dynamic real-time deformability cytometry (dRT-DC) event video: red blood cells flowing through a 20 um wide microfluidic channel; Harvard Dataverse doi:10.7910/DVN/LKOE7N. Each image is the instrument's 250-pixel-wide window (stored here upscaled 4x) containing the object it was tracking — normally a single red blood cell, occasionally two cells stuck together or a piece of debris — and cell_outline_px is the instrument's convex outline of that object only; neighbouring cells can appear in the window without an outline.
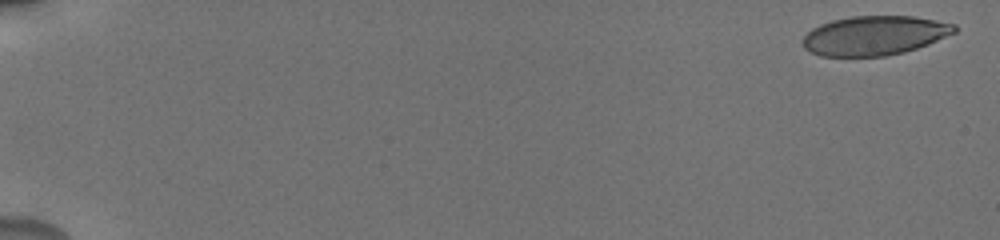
{"species": "human", "species_latin": "Homo sapiens", "temperature_condition": "cold", "stored_images_in_passage": 56, "camera_frame_rate_fps": 3000, "um_per_image_px": 0.085, "donor": {"sex": "male"}, "frame": {"image": 1, "passage_image": 2, "time_ms": 0.333, "image_size_px": [1000, 240], "cell_outline_px": [[956, 32], [928, 44], [904, 52], [884, 56], [820, 56], [804, 48], [800, 40], [812, 28], [820, 24], [832, 20], [852, 16], [912, 16], [956, 24]], "centroid_in_image_um": [74.3, 3.02], "position_along_channel_um": 10.7, "area_um2": 34.74}}
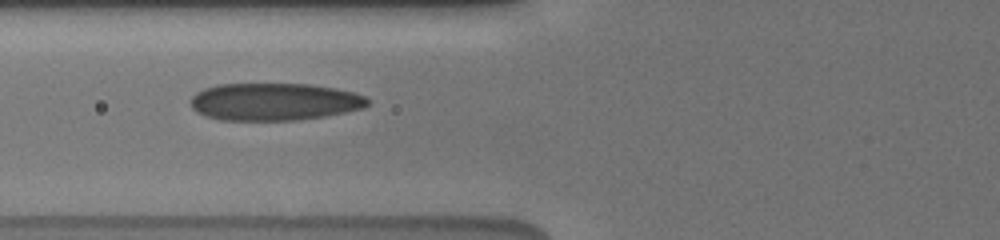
{"frame": {"image": 2, "passage_image": 24, "time_ms": 7.667, "image_size_px": [1000, 240], "cell_outline_px": [[368, 104], [364, 108], [324, 116], [300, 120], [220, 120], [204, 116], [196, 112], [192, 108], [188, 100], [196, 92], [204, 88], [216, 84], [308, 84], [336, 88], [352, 92], [364, 96], [368, 100]], "centroid_in_image_um": [23.25, 8.65], "position_along_channel_um": 102.5, "area_um2": 38.84}}
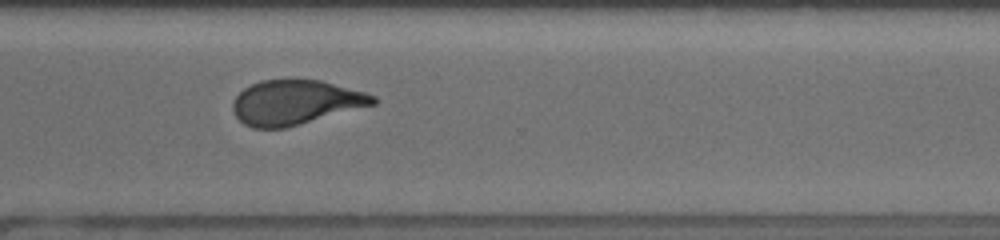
{"frame": {"image": 3, "passage_image": 43, "time_ms": 14.0, "image_size_px": [1000, 240], "cell_outline_px": [[376, 104], [284, 128], [252, 128], [244, 124], [236, 116], [232, 108], [232, 100], [244, 88], [260, 80], [320, 80], [364, 92], [376, 96]], "centroid_in_image_um": [25.08, 8.7], "position_along_channel_um": 345.5, "area_um2": 36.13}, "authors_computed_cell_mechanics": {"area_um2": 37.1365, "velocity_mm_per_s": 3.8365, "shape_relaxation_time_tau1_ms": 4.9864, "shape_relaxation_time_tau2_ms": 1.1748, "deformation_change_tau1": 0.1684, "deformation_change_tau2": 0.0765}}